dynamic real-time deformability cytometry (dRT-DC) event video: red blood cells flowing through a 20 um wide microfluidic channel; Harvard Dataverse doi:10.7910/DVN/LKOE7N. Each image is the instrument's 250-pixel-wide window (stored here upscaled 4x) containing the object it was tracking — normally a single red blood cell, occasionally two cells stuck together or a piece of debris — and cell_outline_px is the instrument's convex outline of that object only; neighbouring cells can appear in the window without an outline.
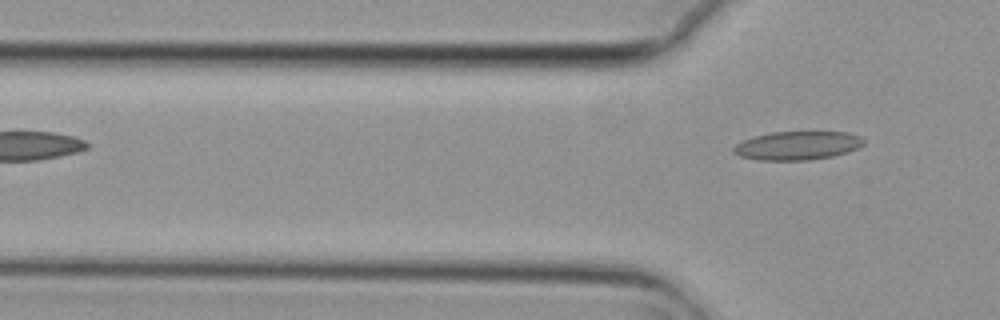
{"species": "common noctule bat (a hibernating species)", "species_latin": "Nyctalus noctula", "temperature_condition": "cold", "stored_images_in_passage": 5, "camera_frame_rate_fps": 3000, "um_per_image_px": 0.085, "animal": {"sex": "female", "body_mass_g": 29.2, "forearm_length_mm": 56.3}, "frame": {"image": 1, "passage_image": 5, "time_ms": 1.333, "image_size_px": [1000, 320], "cell_outline_px": [[864, 144], [848, 152], [832, 156], [808, 160], [760, 160], [740, 156], [732, 152], [732, 148], [736, 144], [752, 136], [772, 132], [848, 132], [860, 136], [864, 140]], "centroid_in_image_um": [67.76, 12.37], "position_along_channel_um": 58.0, "area_um2": 21.68}}